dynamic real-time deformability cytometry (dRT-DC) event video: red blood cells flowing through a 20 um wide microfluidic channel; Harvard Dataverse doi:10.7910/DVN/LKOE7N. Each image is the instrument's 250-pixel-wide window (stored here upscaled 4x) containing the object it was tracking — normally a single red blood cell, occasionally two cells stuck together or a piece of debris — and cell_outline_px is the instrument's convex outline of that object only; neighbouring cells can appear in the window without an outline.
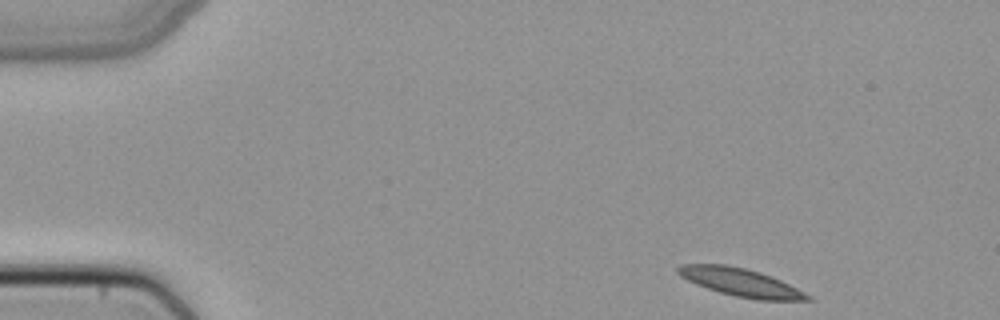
{"species": "common noctule bat (a hibernating species)", "species_latin": "Nyctalus noctula", "temperature_condition": "cold", "stored_images_in_passage": 45, "camera_frame_rate_fps": 3000, "um_per_image_px": 0.085, "animal": {"sex": "female", "body_mass_g": 22.7, "forearm_length_mm": 54.2}, "frame": {"image": 1, "passage_image": 1, "time_ms": 0.0, "image_size_px": [1000, 320], "cell_outline_px": [[816, 300], [756, 300], [736, 296], [720, 292], [696, 284], [680, 276], [676, 272], [676, 268], [680, 264], [724, 264], [744, 268], [760, 272], [772, 276], [812, 296]], "centroid_in_image_um": [62.96, 24.0], "position_along_channel_um": 22.0, "area_um2": 21.04}}
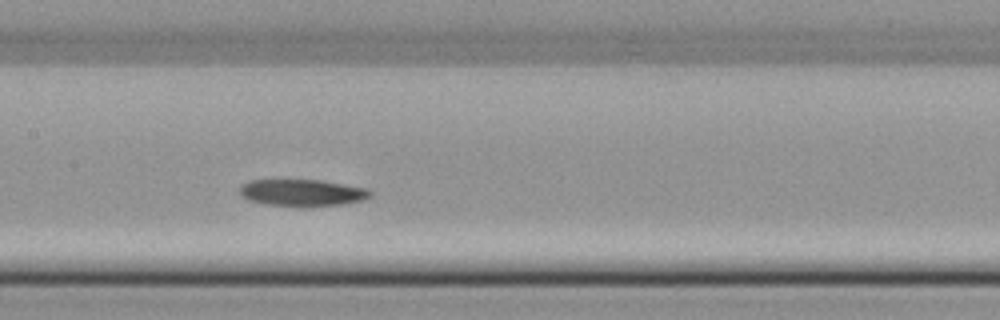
{"frame": {"image": 2, "passage_image": 20, "time_ms": 6.333, "image_size_px": [1000, 320], "cell_outline_px": [[372, 196], [360, 200], [344, 204], [264, 204], [248, 200], [240, 196], [240, 188], [248, 180], [320, 180], [368, 188], [372, 192]], "centroid_in_image_um": [25.68, 16.34], "position_along_channel_um": 181.7, "area_um2": 19.65}}
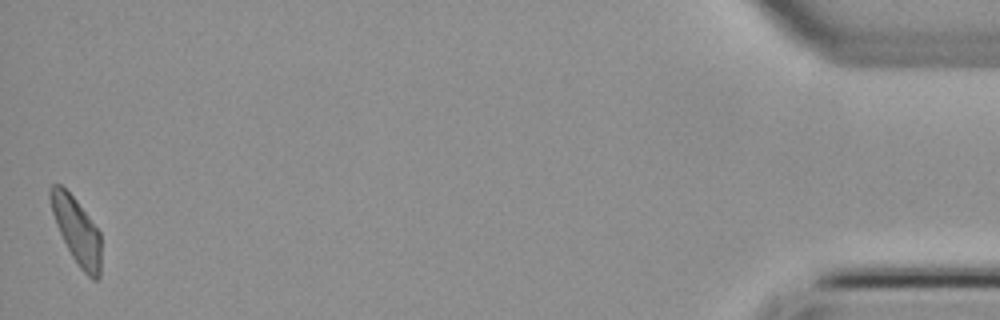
{"frame": {"image": 3, "passage_image": 45, "time_ms": 14.667, "image_size_px": [1000, 320], "cell_outline_px": [[100, 276], [96, 280], [92, 280], [80, 268], [72, 256], [56, 224], [52, 212], [48, 196], [48, 188], [52, 184], [60, 184], [76, 200], [100, 232]], "centroid_in_image_um": [6.5, 19.59], "position_along_channel_um": 428.7, "area_um2": 19.31}}